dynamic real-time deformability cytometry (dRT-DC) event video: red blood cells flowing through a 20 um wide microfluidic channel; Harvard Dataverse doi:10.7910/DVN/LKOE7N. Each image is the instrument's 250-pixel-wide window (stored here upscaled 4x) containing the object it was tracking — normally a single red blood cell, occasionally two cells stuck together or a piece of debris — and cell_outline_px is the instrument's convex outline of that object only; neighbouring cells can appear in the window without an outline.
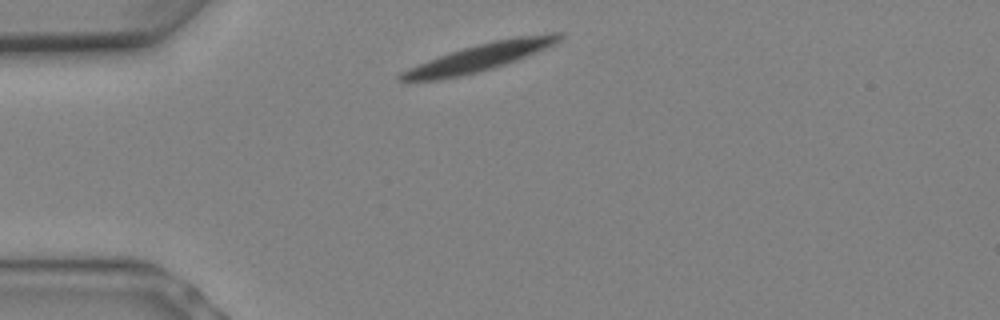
{"species": "Egyptian fruit bat (a non-hibernating species)", "species_latin": "Rousettus aegyptiacus", "temperature_condition": "warm", "stored_images_in_passage": 2, "camera_frame_rate_fps": 3000, "um_per_image_px": 0.085, "animal": {"sex": "female"}, "frame": {"image": 1, "passage_image": 1, "time_ms": 0.0, "image_size_px": [1000, 320], "cell_outline_px": [[564, 36], [560, 40], [544, 48], [516, 60], [492, 68], [460, 76], [436, 80], [396, 80], [396, 76], [400, 72], [408, 68], [428, 60], [464, 48], [496, 40], [516, 36], [552, 32], [564, 32]], "centroid_in_image_um": [40.77, 4.86], "position_along_channel_um": 44.2, "area_um2": 24.74}}